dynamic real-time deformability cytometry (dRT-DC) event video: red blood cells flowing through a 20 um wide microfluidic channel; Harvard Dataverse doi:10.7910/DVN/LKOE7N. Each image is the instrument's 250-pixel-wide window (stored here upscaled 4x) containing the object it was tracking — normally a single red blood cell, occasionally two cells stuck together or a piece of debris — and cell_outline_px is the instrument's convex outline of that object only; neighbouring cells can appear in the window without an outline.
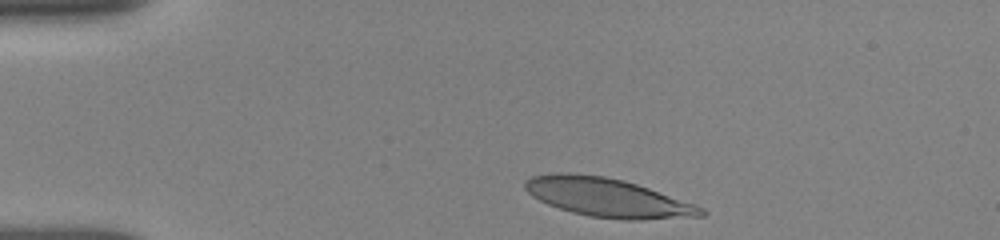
{"species": "human", "species_latin": "Homo sapiens", "temperature_condition": "room temperature", "stored_images_in_passage": 20, "camera_frame_rate_fps": 3000, "um_per_image_px": 0.085, "donor": {"sex": "female"}, "frame": {"image": 1, "passage_image": 1, "time_ms": 0.0, "image_size_px": [1000, 240], "cell_outline_px": [[708, 212], [704, 216], [640, 220], [624, 220], [588, 216], [572, 212], [548, 204], [532, 196], [524, 188], [524, 180], [532, 176], [556, 172], [572, 172], [604, 176], [624, 180], [696, 204], [704, 208]], "centroid_in_image_um": [51.65, 16.79], "position_along_channel_um": 33.3, "area_um2": 40.0}}
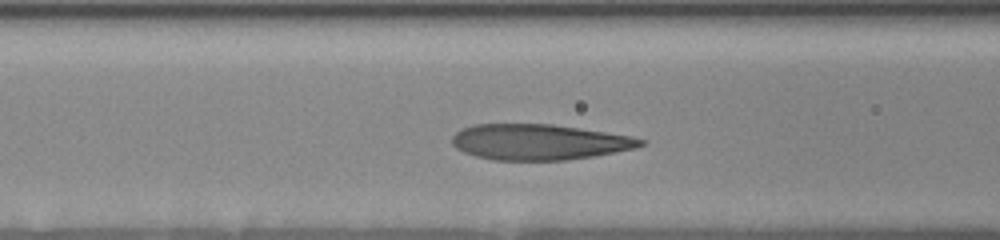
{"frame": {"image": 2, "passage_image": 12, "time_ms": 3.667, "image_size_px": [1000, 240], "cell_outline_px": [[648, 140], [644, 144], [636, 148], [592, 156], [564, 160], [492, 160], [476, 156], [464, 152], [456, 148], [452, 144], [452, 136], [460, 128], [476, 124], [552, 124], [632, 136]], "centroid_in_image_um": [45.81, 12.07], "position_along_channel_um": 120.8, "area_um2": 39.19}}
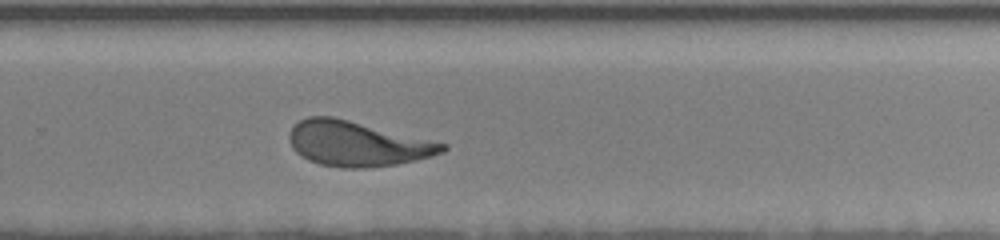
{"frame": {"image": 3, "passage_image": 20, "time_ms": 8.333, "image_size_px": [1000, 240], "cell_outline_px": [[448, 148], [444, 152], [432, 156], [416, 160], [396, 164], [364, 168], [340, 168], [320, 164], [308, 160], [296, 152], [292, 148], [288, 140], [288, 132], [292, 124], [308, 116], [332, 116], [448, 144]], "centroid_in_image_um": [30.32, 12.21], "position_along_channel_um": 299.5, "area_um2": 40.29}}